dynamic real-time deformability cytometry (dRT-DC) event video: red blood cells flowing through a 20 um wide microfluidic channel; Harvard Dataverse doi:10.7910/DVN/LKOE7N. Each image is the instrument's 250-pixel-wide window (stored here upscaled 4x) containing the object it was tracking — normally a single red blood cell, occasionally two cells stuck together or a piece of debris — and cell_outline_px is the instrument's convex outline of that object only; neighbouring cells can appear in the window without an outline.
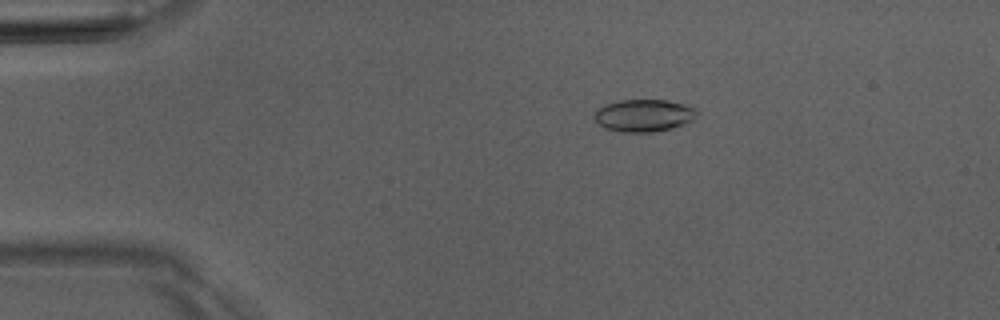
{"species": "Egyptian fruit bat (a non-hibernating species)", "species_latin": "Rousettus aegyptiacus", "temperature_condition": "room temperature", "stored_images_in_passage": 6, "camera_frame_rate_fps": 3000, "um_per_image_px": 0.085, "animal": {"sex": "male"}, "frame": {"image": 1, "passage_image": 3, "time_ms": 2.333, "image_size_px": [1000, 320], "cell_outline_px": [[700, 112], [692, 120], [684, 124], [672, 128], [652, 132], [624, 132], [604, 128], [592, 116], [596, 108], [604, 104], [620, 100], [668, 100], [684, 104], [696, 108]], "centroid_in_image_um": [54.72, 9.8], "position_along_channel_um": 30.3, "area_um2": 19.54}}
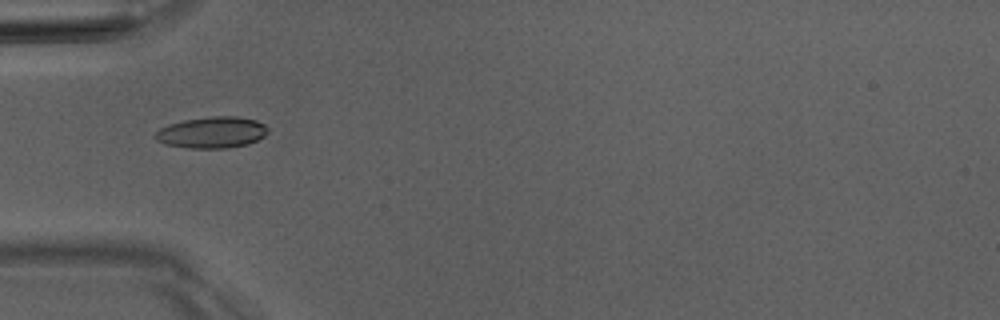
{"frame": {"image": 2, "passage_image": 5, "time_ms": 4.667, "image_size_px": [1000, 320], "cell_outline_px": [[268, 132], [264, 136], [248, 144], [228, 148], [188, 148], [164, 144], [156, 140], [152, 136], [160, 128], [168, 124], [184, 120], [212, 116], [236, 116], [256, 120], [264, 124], [268, 128]], "centroid_in_image_um": [17.99, 11.26], "position_along_channel_um": 67.0, "area_um2": 20.69}}